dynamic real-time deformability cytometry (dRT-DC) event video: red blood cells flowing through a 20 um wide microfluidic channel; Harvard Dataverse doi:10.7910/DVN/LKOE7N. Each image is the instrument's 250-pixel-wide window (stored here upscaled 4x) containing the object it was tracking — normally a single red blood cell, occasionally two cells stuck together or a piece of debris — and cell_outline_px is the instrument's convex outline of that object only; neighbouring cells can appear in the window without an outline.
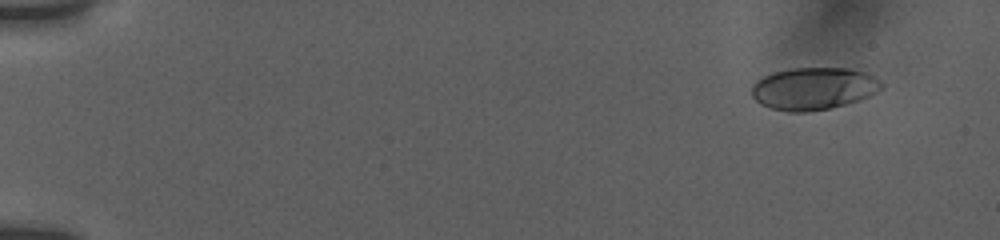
{"species": "human", "species_latin": "Homo sapiens", "temperature_condition": "room temperature", "stored_images_in_passage": 10, "camera_frame_rate_fps": 3000, "um_per_image_px": 0.085, "donor": {"sex": "female"}, "frame": {"image": 1, "passage_image": 3, "time_ms": 1.0, "image_size_px": [1000, 240], "cell_outline_px": [[884, 88], [868, 96], [844, 104], [828, 108], [804, 112], [788, 112], [772, 108], [760, 104], [752, 96], [752, 84], [756, 80], [772, 72], [792, 68], [848, 68], [864, 72], [876, 76], [884, 84]], "centroid_in_image_um": [69.15, 7.51], "position_along_channel_um": 15.8, "area_um2": 32.02}}
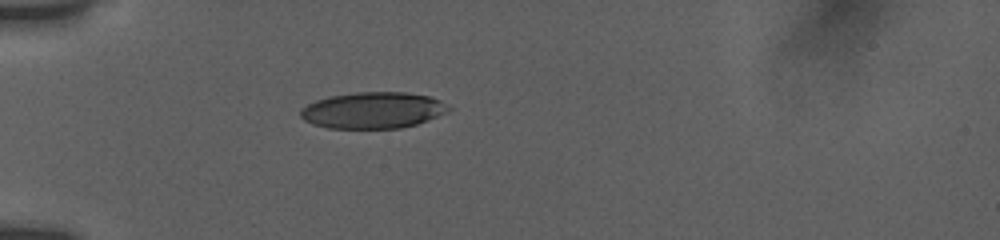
{"frame": {"image": 2, "passage_image": 9, "time_ms": 5.333, "image_size_px": [1000, 240], "cell_outline_px": [[452, 108], [428, 120], [416, 124], [400, 128], [328, 128], [312, 124], [304, 120], [300, 116], [300, 108], [316, 100], [328, 96], [356, 92], [404, 92], [428, 96], [440, 100]], "centroid_in_image_um": [31.65, 9.37], "position_along_channel_um": 53.3, "area_um2": 31.27}}